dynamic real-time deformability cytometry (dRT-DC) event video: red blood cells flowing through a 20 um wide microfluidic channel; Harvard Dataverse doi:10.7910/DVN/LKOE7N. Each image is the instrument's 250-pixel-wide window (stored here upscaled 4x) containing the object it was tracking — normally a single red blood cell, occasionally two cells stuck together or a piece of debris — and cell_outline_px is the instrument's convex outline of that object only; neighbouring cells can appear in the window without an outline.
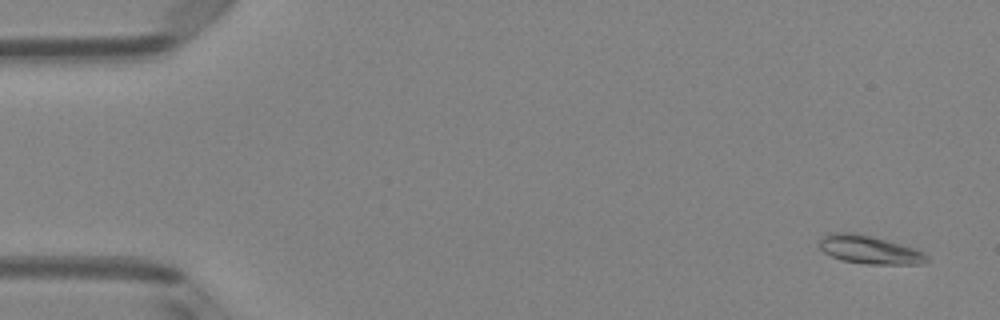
{"species": "Egyptian fruit bat (a non-hibernating species)", "species_latin": "Rousettus aegyptiacus", "temperature_condition": "room temperature", "stored_images_in_passage": 5, "camera_frame_rate_fps": 3000, "um_per_image_px": 0.085, "animal": {"sex": "female"}, "frame": {"image": 1, "passage_image": 1, "time_ms": 0.0, "image_size_px": [1000, 320], "cell_outline_px": [[928, 260], [924, 264], [868, 264], [840, 260], [824, 252], [820, 248], [820, 236], [832, 232], [856, 232], [888, 240], [916, 248], [924, 252], [928, 256]], "centroid_in_image_um": [73.92, 21.21], "position_along_channel_um": 11.1, "area_um2": 17.98}}
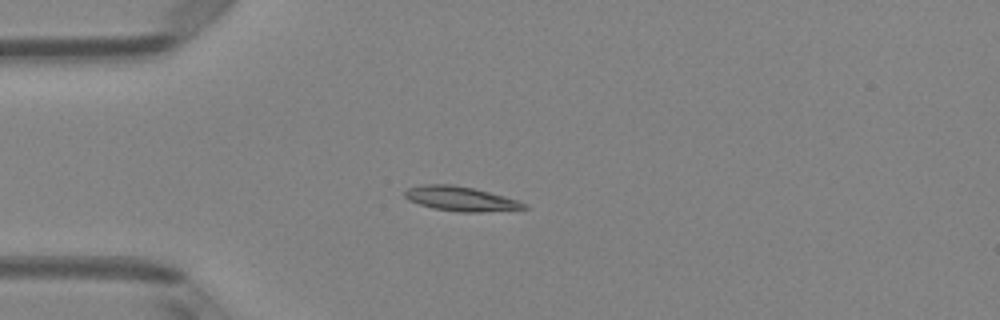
{"frame": {"image": 2, "passage_image": 4, "time_ms": 1.0, "image_size_px": [1000, 320], "cell_outline_px": [[528, 208], [480, 212], [460, 212], [432, 208], [408, 200], [404, 196], [404, 192], [408, 188], [424, 184], [452, 184], [472, 188], [504, 196], [528, 204]], "centroid_in_image_um": [39.13, 16.89], "position_along_channel_um": 45.9, "area_um2": 16.88}}